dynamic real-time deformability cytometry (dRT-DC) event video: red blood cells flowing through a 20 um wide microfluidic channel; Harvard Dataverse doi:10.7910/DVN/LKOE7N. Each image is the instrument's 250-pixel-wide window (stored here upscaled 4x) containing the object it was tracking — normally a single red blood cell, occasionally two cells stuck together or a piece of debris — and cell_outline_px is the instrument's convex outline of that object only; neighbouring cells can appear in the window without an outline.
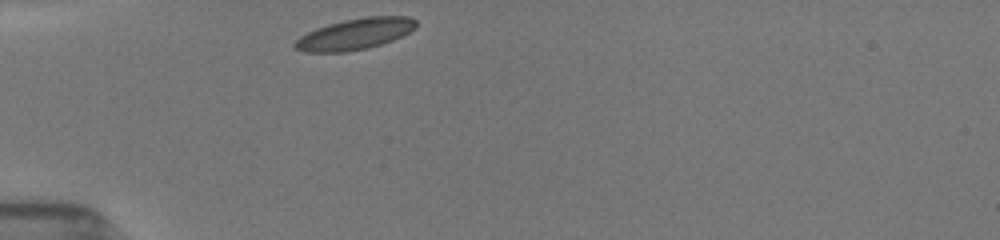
{"species": "common noctule bat (a hibernating species)", "species_latin": "Nyctalus noctula", "temperature_condition": "room temperature", "stored_images_in_passage": 10, "camera_frame_rate_fps": 3000, "um_per_image_px": 0.085, "animal": {"sex": "female", "body_mass_g": 19.5, "forearm_length_mm": 54.1}, "frame": {"image": 1, "passage_image": 1, "time_ms": 0.0, "image_size_px": [1000, 240], "cell_outline_px": [[416, 28], [392, 40], [368, 48], [344, 52], [304, 52], [296, 48], [292, 44], [300, 36], [316, 28], [328, 24], [344, 20], [364, 16], [408, 16], [416, 20]], "centroid_in_image_um": [30.16, 2.88], "position_along_channel_um": 54.8, "area_um2": 21.91}}
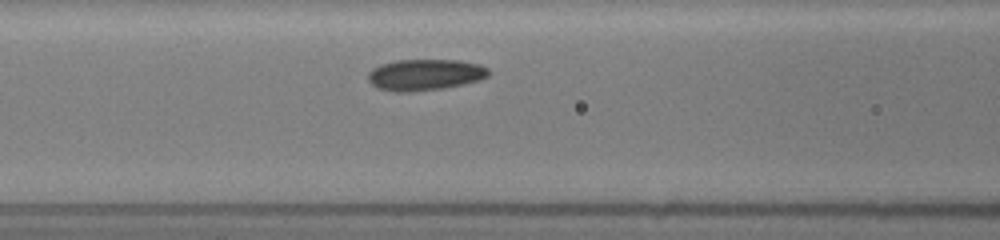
{"frame": {"image": 2, "passage_image": 7, "time_ms": 2.0, "image_size_px": [1000, 240], "cell_outline_px": [[488, 76], [480, 80], [464, 84], [444, 88], [408, 92], [396, 92], [376, 88], [368, 80], [368, 72], [372, 68], [380, 64], [396, 60], [460, 60], [480, 64], [488, 68]], "centroid_in_image_um": [36.11, 6.35], "position_along_channel_um": 130.5, "area_um2": 22.14}}
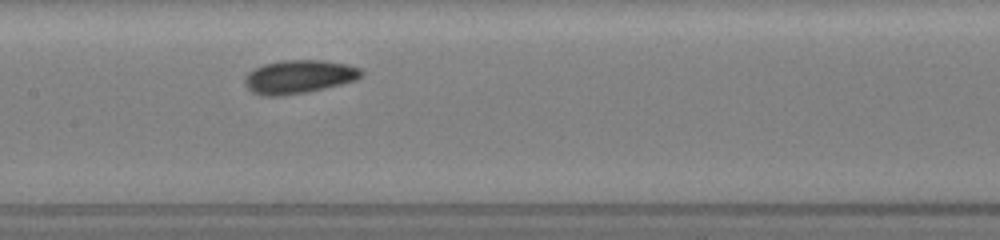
{"frame": {"image": 3, "passage_image": 9, "time_ms": 2.667, "image_size_px": [1000, 240], "cell_outline_px": [[364, 76], [356, 80], [308, 92], [284, 96], [260, 96], [252, 92], [244, 84], [244, 76], [252, 68], [264, 64], [280, 60], [324, 60], [348, 64], [364, 68]], "centroid_in_image_um": [25.41, 6.52], "position_along_channel_um": 182.0, "area_um2": 23.29}}